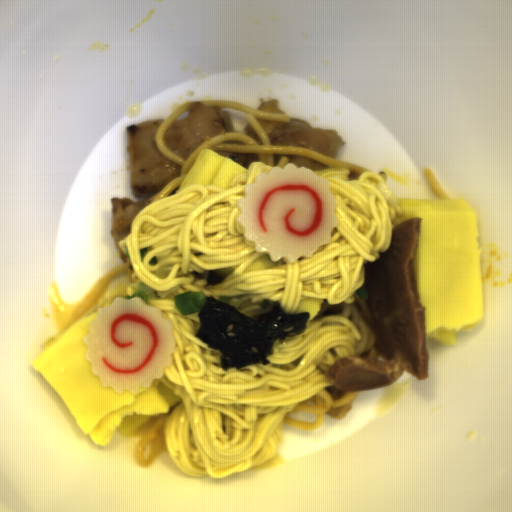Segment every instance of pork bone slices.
<instances>
[{"label":"pork bone slices","mask_w":512,"mask_h":512,"mask_svg":"<svg viewBox=\"0 0 512 512\" xmlns=\"http://www.w3.org/2000/svg\"><path fill=\"white\" fill-rule=\"evenodd\" d=\"M422 216L407 218L392 227L389 247L374 262L363 264L369 299L354 294L355 306L376 336L381 358L345 355L331 364L325 389L334 399L344 392L389 386L404 372L418 381L430 377L427 344V308L422 305L415 268Z\"/></svg>","instance_id":"d1f655de"}]
</instances>
